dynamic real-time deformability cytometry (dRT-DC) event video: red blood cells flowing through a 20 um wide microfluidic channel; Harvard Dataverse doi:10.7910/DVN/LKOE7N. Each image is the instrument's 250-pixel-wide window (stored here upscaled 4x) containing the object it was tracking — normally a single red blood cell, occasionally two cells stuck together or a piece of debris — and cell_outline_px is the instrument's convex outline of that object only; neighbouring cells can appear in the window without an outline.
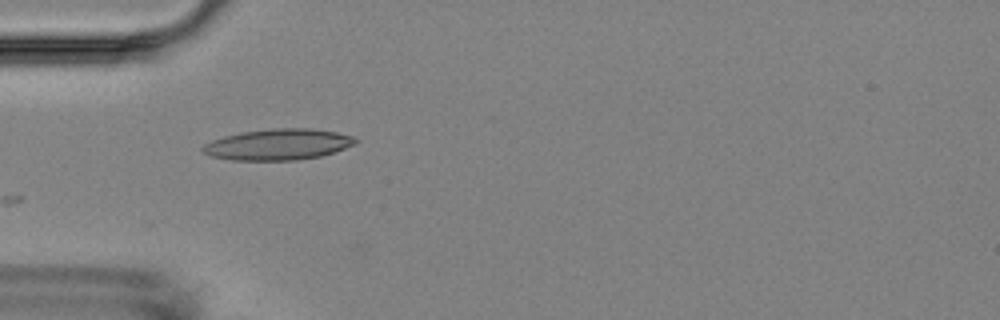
{"species": "Egyptian fruit bat (a non-hibernating species)", "species_latin": "Rousettus aegyptiacus", "temperature_condition": "room temperature", "stored_images_in_passage": 4, "camera_frame_rate_fps": 3000, "um_per_image_px": 0.085, "animal": {"sex": "female"}, "frame": {"image": 1, "passage_image": 1, "time_ms": 0.0, "image_size_px": [1000, 320], "cell_outline_px": [[360, 140], [344, 148], [320, 156], [296, 160], [232, 160], [208, 156], [200, 148], [204, 144], [212, 140], [224, 136], [240, 132], [272, 128], [312, 128], [336, 132], [352, 136]], "centroid_in_image_um": [23.59, 12.27], "position_along_channel_um": 61.4, "area_um2": 27.63}}
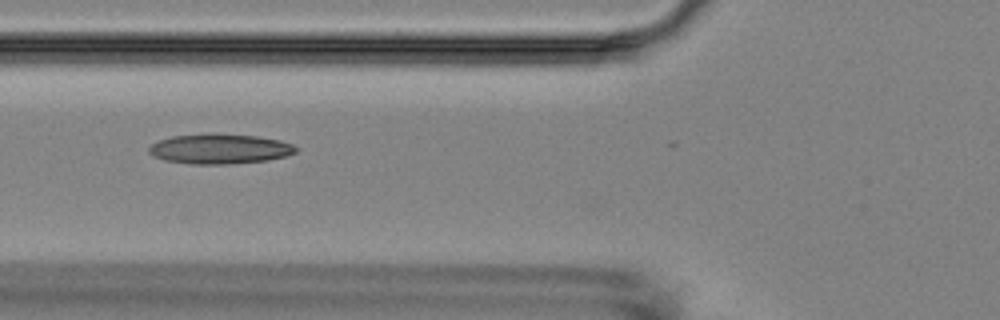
{"frame": {"image": 2, "passage_image": 2, "time_ms": 1.333, "image_size_px": [1000, 320], "cell_outline_px": [[296, 152], [284, 156], [268, 160], [228, 164], [192, 164], [164, 160], [152, 156], [148, 152], [148, 148], [152, 144], [160, 140], [172, 136], [208, 132], [212, 132], [256, 136], [280, 140], [292, 144], [296, 148]], "centroid_in_image_um": [18.63, 12.64], "position_along_channel_um": 107.2, "area_um2": 25.89}}
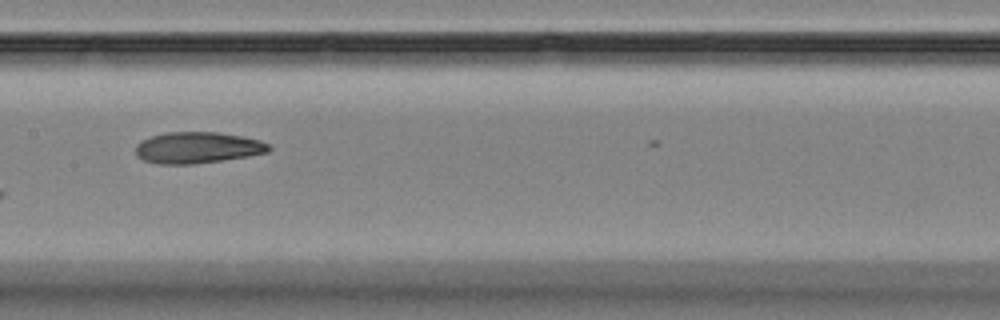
{"frame": {"image": 3, "passage_image": 4, "time_ms": 3.667, "image_size_px": [1000, 320], "cell_outline_px": [[272, 148], [268, 152], [248, 156], [192, 164], [156, 164], [144, 160], [136, 156], [136, 144], [152, 136], [168, 132], [220, 132], [244, 136], [260, 140], [268, 144]], "centroid_in_image_um": [16.8, 12.55], "position_along_channel_um": 190.6, "area_um2": 24.28}}